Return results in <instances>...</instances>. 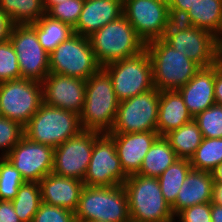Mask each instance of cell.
Returning a JSON list of instances; mask_svg holds the SVG:
<instances>
[{
  "mask_svg": "<svg viewBox=\"0 0 222 222\" xmlns=\"http://www.w3.org/2000/svg\"><path fill=\"white\" fill-rule=\"evenodd\" d=\"M89 39L97 62L102 67L134 56L146 45L124 15L95 31Z\"/></svg>",
  "mask_w": 222,
  "mask_h": 222,
  "instance_id": "5b68a950",
  "label": "cell"
},
{
  "mask_svg": "<svg viewBox=\"0 0 222 222\" xmlns=\"http://www.w3.org/2000/svg\"><path fill=\"white\" fill-rule=\"evenodd\" d=\"M32 222H77V220L75 212L42 202Z\"/></svg>",
  "mask_w": 222,
  "mask_h": 222,
  "instance_id": "8d00e7d4",
  "label": "cell"
},
{
  "mask_svg": "<svg viewBox=\"0 0 222 222\" xmlns=\"http://www.w3.org/2000/svg\"><path fill=\"white\" fill-rule=\"evenodd\" d=\"M197 1L198 0H172L168 4L171 19L180 20Z\"/></svg>",
  "mask_w": 222,
  "mask_h": 222,
  "instance_id": "f35d334b",
  "label": "cell"
},
{
  "mask_svg": "<svg viewBox=\"0 0 222 222\" xmlns=\"http://www.w3.org/2000/svg\"><path fill=\"white\" fill-rule=\"evenodd\" d=\"M214 183H222V163L216 166L212 171Z\"/></svg>",
  "mask_w": 222,
  "mask_h": 222,
  "instance_id": "f6af8a7d",
  "label": "cell"
},
{
  "mask_svg": "<svg viewBox=\"0 0 222 222\" xmlns=\"http://www.w3.org/2000/svg\"><path fill=\"white\" fill-rule=\"evenodd\" d=\"M179 21L207 30L222 41V0H198Z\"/></svg>",
  "mask_w": 222,
  "mask_h": 222,
  "instance_id": "cb8c5ba5",
  "label": "cell"
},
{
  "mask_svg": "<svg viewBox=\"0 0 222 222\" xmlns=\"http://www.w3.org/2000/svg\"><path fill=\"white\" fill-rule=\"evenodd\" d=\"M11 202L21 222H32L42 203L40 184L25 181Z\"/></svg>",
  "mask_w": 222,
  "mask_h": 222,
  "instance_id": "f1b7e54d",
  "label": "cell"
},
{
  "mask_svg": "<svg viewBox=\"0 0 222 222\" xmlns=\"http://www.w3.org/2000/svg\"><path fill=\"white\" fill-rule=\"evenodd\" d=\"M164 1L169 4L172 0H164Z\"/></svg>",
  "mask_w": 222,
  "mask_h": 222,
  "instance_id": "c3c4849f",
  "label": "cell"
},
{
  "mask_svg": "<svg viewBox=\"0 0 222 222\" xmlns=\"http://www.w3.org/2000/svg\"><path fill=\"white\" fill-rule=\"evenodd\" d=\"M177 159L168 140L164 136H159L146 153L137 174L158 178Z\"/></svg>",
  "mask_w": 222,
  "mask_h": 222,
  "instance_id": "d4e9b609",
  "label": "cell"
},
{
  "mask_svg": "<svg viewBox=\"0 0 222 222\" xmlns=\"http://www.w3.org/2000/svg\"><path fill=\"white\" fill-rule=\"evenodd\" d=\"M190 163L192 169L212 172L222 163V138H203Z\"/></svg>",
  "mask_w": 222,
  "mask_h": 222,
  "instance_id": "4dcf8cb0",
  "label": "cell"
},
{
  "mask_svg": "<svg viewBox=\"0 0 222 222\" xmlns=\"http://www.w3.org/2000/svg\"><path fill=\"white\" fill-rule=\"evenodd\" d=\"M212 222H222V206L211 203Z\"/></svg>",
  "mask_w": 222,
  "mask_h": 222,
  "instance_id": "ee69618b",
  "label": "cell"
},
{
  "mask_svg": "<svg viewBox=\"0 0 222 222\" xmlns=\"http://www.w3.org/2000/svg\"><path fill=\"white\" fill-rule=\"evenodd\" d=\"M172 48L200 67L212 66L221 60L222 41L211 32L172 20L162 38Z\"/></svg>",
  "mask_w": 222,
  "mask_h": 222,
  "instance_id": "52a82bcc",
  "label": "cell"
},
{
  "mask_svg": "<svg viewBox=\"0 0 222 222\" xmlns=\"http://www.w3.org/2000/svg\"><path fill=\"white\" fill-rule=\"evenodd\" d=\"M28 182H40L52 172L54 148L35 143L25 136L5 156Z\"/></svg>",
  "mask_w": 222,
  "mask_h": 222,
  "instance_id": "2e32d148",
  "label": "cell"
},
{
  "mask_svg": "<svg viewBox=\"0 0 222 222\" xmlns=\"http://www.w3.org/2000/svg\"><path fill=\"white\" fill-rule=\"evenodd\" d=\"M191 169L190 160L177 159L158 177L162 195L170 206L175 203L179 189Z\"/></svg>",
  "mask_w": 222,
  "mask_h": 222,
  "instance_id": "83f0119b",
  "label": "cell"
},
{
  "mask_svg": "<svg viewBox=\"0 0 222 222\" xmlns=\"http://www.w3.org/2000/svg\"><path fill=\"white\" fill-rule=\"evenodd\" d=\"M102 68L111 77L119 101L154 88L152 62L146 48L134 56L108 63Z\"/></svg>",
  "mask_w": 222,
  "mask_h": 222,
  "instance_id": "ba28073f",
  "label": "cell"
},
{
  "mask_svg": "<svg viewBox=\"0 0 222 222\" xmlns=\"http://www.w3.org/2000/svg\"><path fill=\"white\" fill-rule=\"evenodd\" d=\"M211 203L222 206V183H213Z\"/></svg>",
  "mask_w": 222,
  "mask_h": 222,
  "instance_id": "7bdbcfd3",
  "label": "cell"
},
{
  "mask_svg": "<svg viewBox=\"0 0 222 222\" xmlns=\"http://www.w3.org/2000/svg\"><path fill=\"white\" fill-rule=\"evenodd\" d=\"M114 140L121 167L127 176L140 171L146 153L160 136L157 131L108 133Z\"/></svg>",
  "mask_w": 222,
  "mask_h": 222,
  "instance_id": "ac0fdd59",
  "label": "cell"
},
{
  "mask_svg": "<svg viewBox=\"0 0 222 222\" xmlns=\"http://www.w3.org/2000/svg\"><path fill=\"white\" fill-rule=\"evenodd\" d=\"M203 138H222V105L213 104L193 118Z\"/></svg>",
  "mask_w": 222,
  "mask_h": 222,
  "instance_id": "d6a6232c",
  "label": "cell"
},
{
  "mask_svg": "<svg viewBox=\"0 0 222 222\" xmlns=\"http://www.w3.org/2000/svg\"><path fill=\"white\" fill-rule=\"evenodd\" d=\"M160 91L147 92L120 101L110 133L157 131Z\"/></svg>",
  "mask_w": 222,
  "mask_h": 222,
  "instance_id": "8fae6325",
  "label": "cell"
},
{
  "mask_svg": "<svg viewBox=\"0 0 222 222\" xmlns=\"http://www.w3.org/2000/svg\"><path fill=\"white\" fill-rule=\"evenodd\" d=\"M42 103L39 81L21 78L0 83V107L5 118L25 126Z\"/></svg>",
  "mask_w": 222,
  "mask_h": 222,
  "instance_id": "30bf717a",
  "label": "cell"
},
{
  "mask_svg": "<svg viewBox=\"0 0 222 222\" xmlns=\"http://www.w3.org/2000/svg\"><path fill=\"white\" fill-rule=\"evenodd\" d=\"M164 137L175 151L177 158L187 160L193 157L203 140L201 130L194 119L169 132Z\"/></svg>",
  "mask_w": 222,
  "mask_h": 222,
  "instance_id": "484cf974",
  "label": "cell"
},
{
  "mask_svg": "<svg viewBox=\"0 0 222 222\" xmlns=\"http://www.w3.org/2000/svg\"><path fill=\"white\" fill-rule=\"evenodd\" d=\"M49 68L50 73L87 80L102 66L97 62L89 37L74 33L49 54Z\"/></svg>",
  "mask_w": 222,
  "mask_h": 222,
  "instance_id": "9c48e42d",
  "label": "cell"
},
{
  "mask_svg": "<svg viewBox=\"0 0 222 222\" xmlns=\"http://www.w3.org/2000/svg\"><path fill=\"white\" fill-rule=\"evenodd\" d=\"M214 83L215 64L201 67L186 85L177 90L193 118L215 104Z\"/></svg>",
  "mask_w": 222,
  "mask_h": 222,
  "instance_id": "ffe728a7",
  "label": "cell"
},
{
  "mask_svg": "<svg viewBox=\"0 0 222 222\" xmlns=\"http://www.w3.org/2000/svg\"><path fill=\"white\" fill-rule=\"evenodd\" d=\"M84 0H66L51 6L45 14L74 28L79 20Z\"/></svg>",
  "mask_w": 222,
  "mask_h": 222,
  "instance_id": "d590c367",
  "label": "cell"
},
{
  "mask_svg": "<svg viewBox=\"0 0 222 222\" xmlns=\"http://www.w3.org/2000/svg\"><path fill=\"white\" fill-rule=\"evenodd\" d=\"M13 26L14 23L0 7V43L9 40Z\"/></svg>",
  "mask_w": 222,
  "mask_h": 222,
  "instance_id": "60d3db41",
  "label": "cell"
},
{
  "mask_svg": "<svg viewBox=\"0 0 222 222\" xmlns=\"http://www.w3.org/2000/svg\"><path fill=\"white\" fill-rule=\"evenodd\" d=\"M41 84L45 104L81 114L84 108L86 80L49 73Z\"/></svg>",
  "mask_w": 222,
  "mask_h": 222,
  "instance_id": "e0dca14e",
  "label": "cell"
},
{
  "mask_svg": "<svg viewBox=\"0 0 222 222\" xmlns=\"http://www.w3.org/2000/svg\"><path fill=\"white\" fill-rule=\"evenodd\" d=\"M145 48L152 62L153 85L160 92L179 90L201 68L162 38L146 43Z\"/></svg>",
  "mask_w": 222,
  "mask_h": 222,
  "instance_id": "7a4b0ae2",
  "label": "cell"
},
{
  "mask_svg": "<svg viewBox=\"0 0 222 222\" xmlns=\"http://www.w3.org/2000/svg\"><path fill=\"white\" fill-rule=\"evenodd\" d=\"M123 15V0H84L74 33L89 37Z\"/></svg>",
  "mask_w": 222,
  "mask_h": 222,
  "instance_id": "44dd1931",
  "label": "cell"
},
{
  "mask_svg": "<svg viewBox=\"0 0 222 222\" xmlns=\"http://www.w3.org/2000/svg\"><path fill=\"white\" fill-rule=\"evenodd\" d=\"M193 119L177 90L161 91L158 109L157 133L165 136Z\"/></svg>",
  "mask_w": 222,
  "mask_h": 222,
  "instance_id": "603a6c76",
  "label": "cell"
},
{
  "mask_svg": "<svg viewBox=\"0 0 222 222\" xmlns=\"http://www.w3.org/2000/svg\"><path fill=\"white\" fill-rule=\"evenodd\" d=\"M21 79L17 55L10 40L0 43V83Z\"/></svg>",
  "mask_w": 222,
  "mask_h": 222,
  "instance_id": "836d02e7",
  "label": "cell"
},
{
  "mask_svg": "<svg viewBox=\"0 0 222 222\" xmlns=\"http://www.w3.org/2000/svg\"><path fill=\"white\" fill-rule=\"evenodd\" d=\"M23 137L24 126L8 118H0L1 157H5Z\"/></svg>",
  "mask_w": 222,
  "mask_h": 222,
  "instance_id": "e575fe53",
  "label": "cell"
},
{
  "mask_svg": "<svg viewBox=\"0 0 222 222\" xmlns=\"http://www.w3.org/2000/svg\"><path fill=\"white\" fill-rule=\"evenodd\" d=\"M30 25L36 30L39 43L49 54L74 34V29L70 25L50 18L46 14Z\"/></svg>",
  "mask_w": 222,
  "mask_h": 222,
  "instance_id": "4316f807",
  "label": "cell"
},
{
  "mask_svg": "<svg viewBox=\"0 0 222 222\" xmlns=\"http://www.w3.org/2000/svg\"><path fill=\"white\" fill-rule=\"evenodd\" d=\"M9 40L17 55L21 78L42 82L50 73L49 53L30 24H14Z\"/></svg>",
  "mask_w": 222,
  "mask_h": 222,
  "instance_id": "7c38bea8",
  "label": "cell"
},
{
  "mask_svg": "<svg viewBox=\"0 0 222 222\" xmlns=\"http://www.w3.org/2000/svg\"><path fill=\"white\" fill-rule=\"evenodd\" d=\"M131 222H175L165 201L158 178L133 174L123 183Z\"/></svg>",
  "mask_w": 222,
  "mask_h": 222,
  "instance_id": "3957f363",
  "label": "cell"
},
{
  "mask_svg": "<svg viewBox=\"0 0 222 222\" xmlns=\"http://www.w3.org/2000/svg\"><path fill=\"white\" fill-rule=\"evenodd\" d=\"M0 221L21 222L13 208L11 201L0 200Z\"/></svg>",
  "mask_w": 222,
  "mask_h": 222,
  "instance_id": "ab89813d",
  "label": "cell"
},
{
  "mask_svg": "<svg viewBox=\"0 0 222 222\" xmlns=\"http://www.w3.org/2000/svg\"><path fill=\"white\" fill-rule=\"evenodd\" d=\"M212 222L211 202L194 205L181 210L175 216V222Z\"/></svg>",
  "mask_w": 222,
  "mask_h": 222,
  "instance_id": "74e56055",
  "label": "cell"
},
{
  "mask_svg": "<svg viewBox=\"0 0 222 222\" xmlns=\"http://www.w3.org/2000/svg\"><path fill=\"white\" fill-rule=\"evenodd\" d=\"M123 15L145 44L163 38L172 21L164 0H123Z\"/></svg>",
  "mask_w": 222,
  "mask_h": 222,
  "instance_id": "4fadbf2b",
  "label": "cell"
},
{
  "mask_svg": "<svg viewBox=\"0 0 222 222\" xmlns=\"http://www.w3.org/2000/svg\"><path fill=\"white\" fill-rule=\"evenodd\" d=\"M75 218L77 222H131L124 186H84Z\"/></svg>",
  "mask_w": 222,
  "mask_h": 222,
  "instance_id": "277c9868",
  "label": "cell"
},
{
  "mask_svg": "<svg viewBox=\"0 0 222 222\" xmlns=\"http://www.w3.org/2000/svg\"><path fill=\"white\" fill-rule=\"evenodd\" d=\"M66 0H43V4H44V8H45V12L53 5L62 3Z\"/></svg>",
  "mask_w": 222,
  "mask_h": 222,
  "instance_id": "bcb514c9",
  "label": "cell"
},
{
  "mask_svg": "<svg viewBox=\"0 0 222 222\" xmlns=\"http://www.w3.org/2000/svg\"><path fill=\"white\" fill-rule=\"evenodd\" d=\"M42 202L75 212L79 205L84 182L75 178L49 173L39 182Z\"/></svg>",
  "mask_w": 222,
  "mask_h": 222,
  "instance_id": "d6986e66",
  "label": "cell"
},
{
  "mask_svg": "<svg viewBox=\"0 0 222 222\" xmlns=\"http://www.w3.org/2000/svg\"><path fill=\"white\" fill-rule=\"evenodd\" d=\"M119 103L111 77L101 68L86 80L84 108L79 115L82 129L110 133Z\"/></svg>",
  "mask_w": 222,
  "mask_h": 222,
  "instance_id": "6da1fadb",
  "label": "cell"
},
{
  "mask_svg": "<svg viewBox=\"0 0 222 222\" xmlns=\"http://www.w3.org/2000/svg\"><path fill=\"white\" fill-rule=\"evenodd\" d=\"M101 133L81 130L54 148L52 173L83 181L93 150L94 141Z\"/></svg>",
  "mask_w": 222,
  "mask_h": 222,
  "instance_id": "5bb4252c",
  "label": "cell"
},
{
  "mask_svg": "<svg viewBox=\"0 0 222 222\" xmlns=\"http://www.w3.org/2000/svg\"><path fill=\"white\" fill-rule=\"evenodd\" d=\"M213 183L212 172L191 169L171 206L173 215L187 207L211 202Z\"/></svg>",
  "mask_w": 222,
  "mask_h": 222,
  "instance_id": "7402d4cb",
  "label": "cell"
},
{
  "mask_svg": "<svg viewBox=\"0 0 222 222\" xmlns=\"http://www.w3.org/2000/svg\"><path fill=\"white\" fill-rule=\"evenodd\" d=\"M3 117L2 112H1V107H0V118Z\"/></svg>",
  "mask_w": 222,
  "mask_h": 222,
  "instance_id": "681fc988",
  "label": "cell"
},
{
  "mask_svg": "<svg viewBox=\"0 0 222 222\" xmlns=\"http://www.w3.org/2000/svg\"><path fill=\"white\" fill-rule=\"evenodd\" d=\"M25 182L6 157L0 156V200L12 201Z\"/></svg>",
  "mask_w": 222,
  "mask_h": 222,
  "instance_id": "1f68e13d",
  "label": "cell"
},
{
  "mask_svg": "<svg viewBox=\"0 0 222 222\" xmlns=\"http://www.w3.org/2000/svg\"><path fill=\"white\" fill-rule=\"evenodd\" d=\"M88 222H105V221H97V220H93V221H88Z\"/></svg>",
  "mask_w": 222,
  "mask_h": 222,
  "instance_id": "7dc6e473",
  "label": "cell"
},
{
  "mask_svg": "<svg viewBox=\"0 0 222 222\" xmlns=\"http://www.w3.org/2000/svg\"><path fill=\"white\" fill-rule=\"evenodd\" d=\"M0 7L14 24H31L45 14L43 0H0Z\"/></svg>",
  "mask_w": 222,
  "mask_h": 222,
  "instance_id": "f546056e",
  "label": "cell"
},
{
  "mask_svg": "<svg viewBox=\"0 0 222 222\" xmlns=\"http://www.w3.org/2000/svg\"><path fill=\"white\" fill-rule=\"evenodd\" d=\"M214 97L215 103L222 105V59L215 63Z\"/></svg>",
  "mask_w": 222,
  "mask_h": 222,
  "instance_id": "b9f144b4",
  "label": "cell"
},
{
  "mask_svg": "<svg viewBox=\"0 0 222 222\" xmlns=\"http://www.w3.org/2000/svg\"><path fill=\"white\" fill-rule=\"evenodd\" d=\"M127 178L121 167L114 140L108 134H101L93 144L91 160L83 179L84 186L123 185Z\"/></svg>",
  "mask_w": 222,
  "mask_h": 222,
  "instance_id": "9a60e30c",
  "label": "cell"
},
{
  "mask_svg": "<svg viewBox=\"0 0 222 222\" xmlns=\"http://www.w3.org/2000/svg\"><path fill=\"white\" fill-rule=\"evenodd\" d=\"M81 130L78 114L43 102L24 126V136L32 142L56 148Z\"/></svg>",
  "mask_w": 222,
  "mask_h": 222,
  "instance_id": "8992f818",
  "label": "cell"
}]
</instances>
